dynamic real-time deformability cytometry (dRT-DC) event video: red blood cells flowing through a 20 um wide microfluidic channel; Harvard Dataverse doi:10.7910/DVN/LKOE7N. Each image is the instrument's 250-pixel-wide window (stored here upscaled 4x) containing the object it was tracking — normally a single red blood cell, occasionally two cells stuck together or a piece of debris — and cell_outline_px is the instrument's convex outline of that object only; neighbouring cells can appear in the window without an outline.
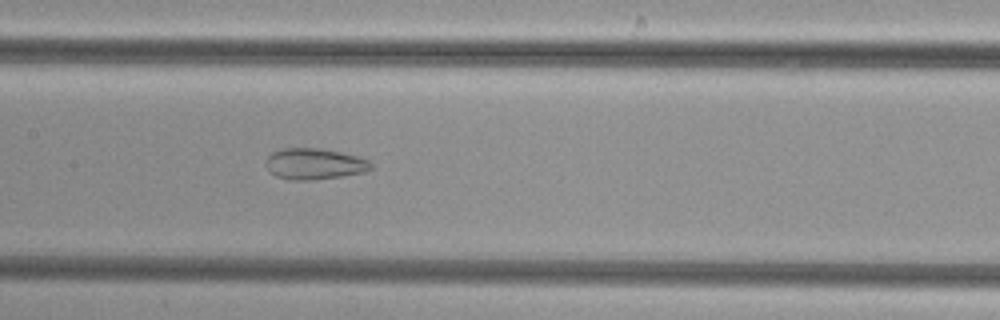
{"species": "common noctule bat (a hibernating species)", "species_latin": "Nyctalus noctula", "temperature_condition": "cold", "stored_images_in_passage": 46, "camera_frame_rate_fps": 3000, "um_per_image_px": 0.085, "animal": {"sex": "female", "body_mass_g": 29.2, "forearm_length_mm": 56.3}, "frame": {"image": 1, "passage_image": 25, "time_ms": 8.0, "image_size_px": [1000, 320], "cell_outline_px": [[372, 168], [364, 172], [340, 176], [312, 180], [292, 180], [276, 176], [268, 172], [264, 164], [264, 160], [272, 152], [284, 148], [320, 148], [340, 152], [356, 156], [368, 160], [372, 164]], "centroid_in_image_um": [26.66, 13.93], "position_along_channel_um": 180.7, "area_um2": 19.13}}
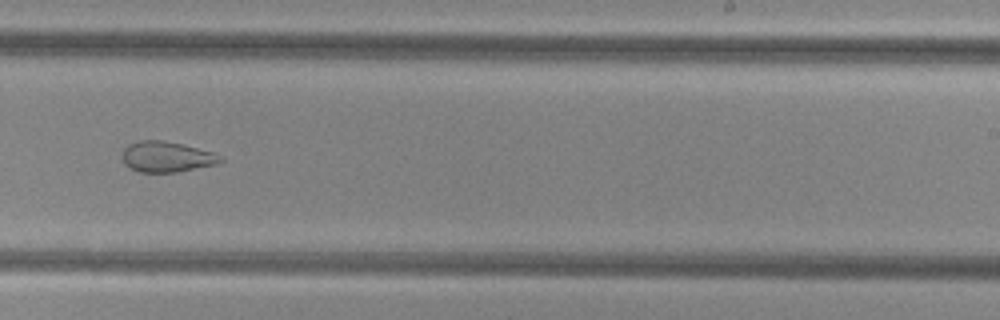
{"frame": {"image": 2, "passage_image": 32, "time_ms": 10.333, "image_size_px": [1000, 320], "cell_outline_px": [[224, 160], [216, 164], [176, 172], [140, 172], [124, 164], [124, 148], [128, 144], [140, 140], [160, 140], [180, 144], [212, 152], [224, 156]], "centroid_in_image_um": [14.18, 13.33], "position_along_channel_um": 274.8, "area_um2": 17.22}}
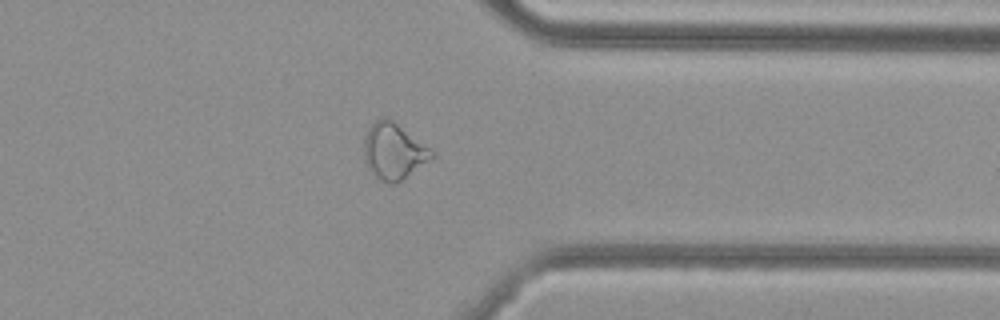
{"frame": {"image": 3, "passage_image": 40, "time_ms": 13.0, "image_size_px": [1000, 320], "cell_outline_px": [[436, 156], [400, 180], [392, 184], [388, 184], [380, 180], [368, 168], [364, 156], [364, 136], [368, 128], [376, 120], [384, 116], [388, 116], [436, 152]], "centroid_in_image_um": [33.47, 12.82], "position_along_channel_um": 377.9, "area_um2": 22.2}}